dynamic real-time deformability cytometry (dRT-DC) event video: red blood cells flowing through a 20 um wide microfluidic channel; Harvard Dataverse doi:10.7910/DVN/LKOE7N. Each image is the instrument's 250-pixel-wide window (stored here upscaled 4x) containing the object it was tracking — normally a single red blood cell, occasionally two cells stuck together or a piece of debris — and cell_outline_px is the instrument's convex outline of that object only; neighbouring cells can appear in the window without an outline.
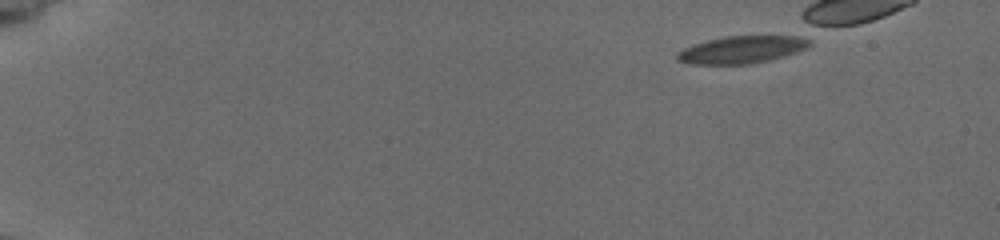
{"species": "common noctule bat (a hibernating species)", "species_latin": "Nyctalus noctula", "temperature_condition": "cold", "stored_images_in_passage": 19, "segment_of_instrument_passage": [1, 2], "camera_frame_rate_fps": 3000, "um_per_image_px": 0.085, "animal": {"sex": "female", "body_mass_g": 19.5, "forearm_length_mm": 54.1}, "frame": {"image": 1, "passage_image": 1, "time_ms": 0.0, "image_size_px": [1000, 240], "cell_outline_px": [[812, 44], [804, 48], [768, 60], [748, 64], [692, 64], [676, 60], [676, 56], [684, 48], [708, 40], [724, 36], [808, 36]], "centroid_in_image_um": [63.04, 4.21], "position_along_channel_um": 22.0, "area_um2": 20.69}}
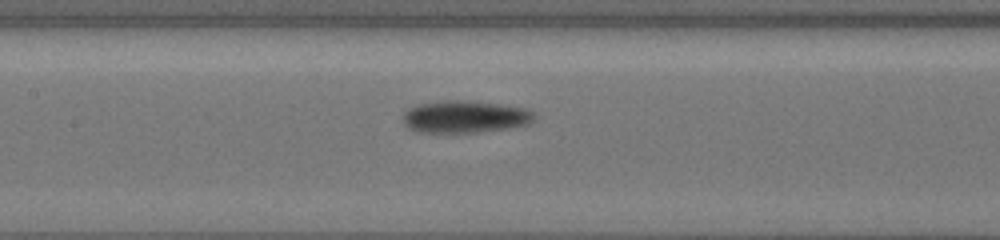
{"frame": {"image": 2, "passage_image": 15, "time_ms": 7.333, "image_size_px": [1000, 240], "cell_outline_px": [[532, 120], [528, 124], [508, 128], [476, 132], [420, 132], [404, 124], [404, 112], [408, 108], [420, 104], [448, 100], [496, 104], [524, 108], [532, 112]], "centroid_in_image_um": [39.48, 9.93], "position_along_channel_um": 167.9, "area_um2": 23.81}}
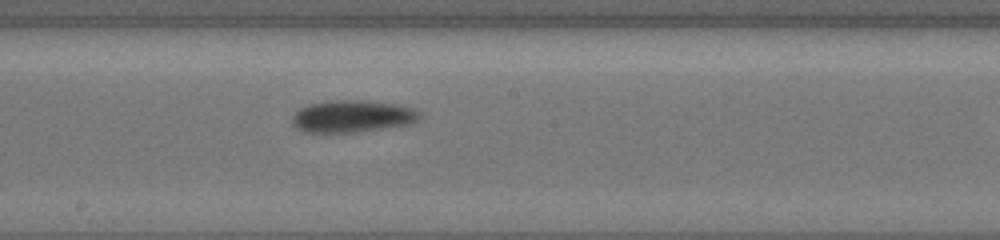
{"frame": {"image": 3, "passage_image": 18, "time_ms": 8.667, "image_size_px": [1000, 240], "cell_outline_px": [[420, 116], [416, 120], [408, 124], [360, 132], [304, 132], [296, 128], [292, 124], [292, 116], [300, 108], [308, 104], [324, 100], [364, 100], [392, 104], [412, 108], [420, 112]], "centroid_in_image_um": [29.88, 9.88], "position_along_channel_um": 218.3, "area_um2": 23.81}}